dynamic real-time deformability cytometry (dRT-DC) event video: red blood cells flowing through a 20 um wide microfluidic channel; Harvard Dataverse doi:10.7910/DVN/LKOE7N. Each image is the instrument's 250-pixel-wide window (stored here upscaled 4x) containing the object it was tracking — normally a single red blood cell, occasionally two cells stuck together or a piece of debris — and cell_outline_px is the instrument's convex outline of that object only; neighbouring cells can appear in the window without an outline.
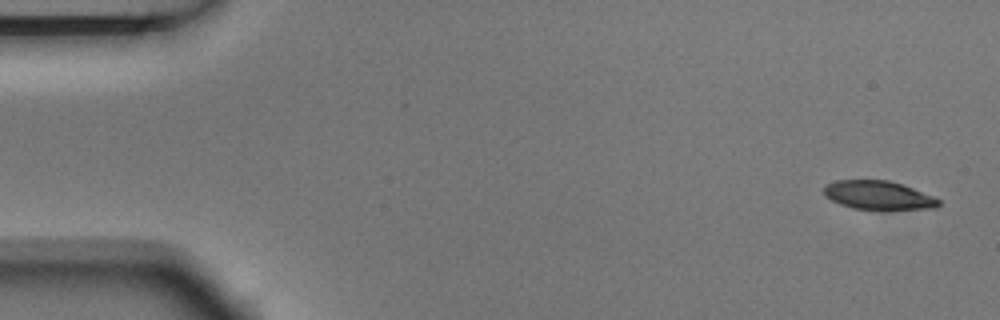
{"species": "Egyptian fruit bat (a non-hibernating species)", "species_latin": "Rousettus aegyptiacus", "temperature_condition": "room temperature", "stored_images_in_passage": 3, "camera_frame_rate_fps": 3000, "um_per_image_px": 0.085, "animal": {"sex": "male"}, "frame": {"image": 1, "passage_image": 1, "time_ms": 0.0, "image_size_px": [1000, 320], "cell_outline_px": [[940, 204], [936, 208], [852, 208], [840, 204], [832, 200], [824, 192], [824, 188], [828, 184], [836, 180], [888, 180], [912, 188], [932, 196], [940, 200]], "centroid_in_image_um": [74.65, 16.57], "position_along_channel_um": 10.4, "area_um2": 18.44}}
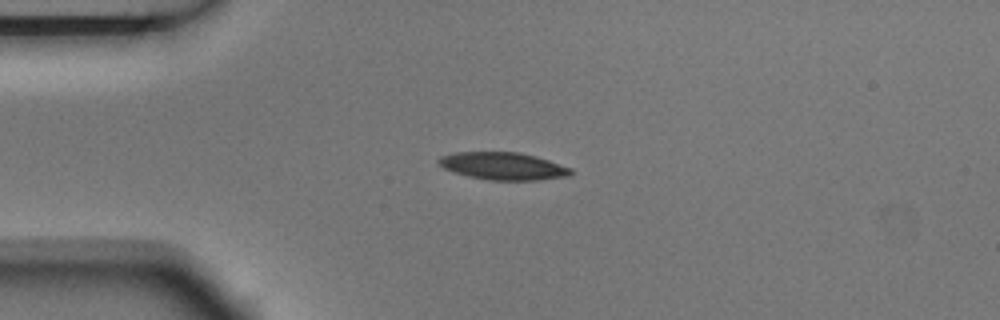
{"frame": {"image": 2, "passage_image": 3, "time_ms": 0.667, "image_size_px": [1000, 320], "cell_outline_px": [[572, 172], [568, 176], [536, 180], [488, 180], [468, 176], [444, 168], [436, 160], [440, 156], [452, 152], [520, 152], [536, 156], [572, 168]], "centroid_in_image_um": [42.75, 14.1], "position_along_channel_um": 42.3, "area_um2": 21.1}}